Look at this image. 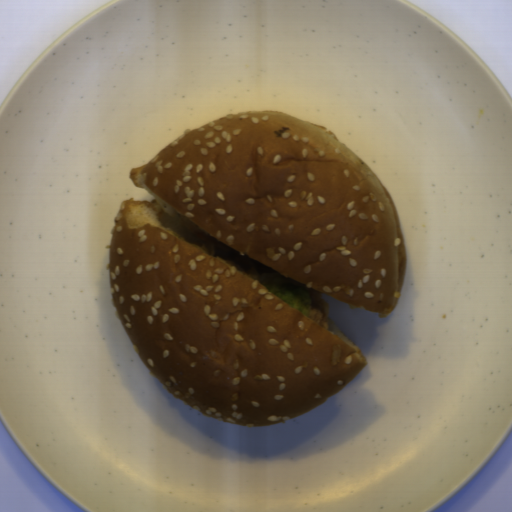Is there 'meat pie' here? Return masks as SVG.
Masks as SVG:
<instances>
[{"instance_id":"1","label":"meat pie","mask_w":512,"mask_h":512,"mask_svg":"<svg viewBox=\"0 0 512 512\" xmlns=\"http://www.w3.org/2000/svg\"><path fill=\"white\" fill-rule=\"evenodd\" d=\"M268 288H277L280 291H292L304 303L308 310L307 317L326 329H330L328 315L330 306L325 300L322 291L300 284L285 277L279 272H265L249 274Z\"/></svg>"}]
</instances>
